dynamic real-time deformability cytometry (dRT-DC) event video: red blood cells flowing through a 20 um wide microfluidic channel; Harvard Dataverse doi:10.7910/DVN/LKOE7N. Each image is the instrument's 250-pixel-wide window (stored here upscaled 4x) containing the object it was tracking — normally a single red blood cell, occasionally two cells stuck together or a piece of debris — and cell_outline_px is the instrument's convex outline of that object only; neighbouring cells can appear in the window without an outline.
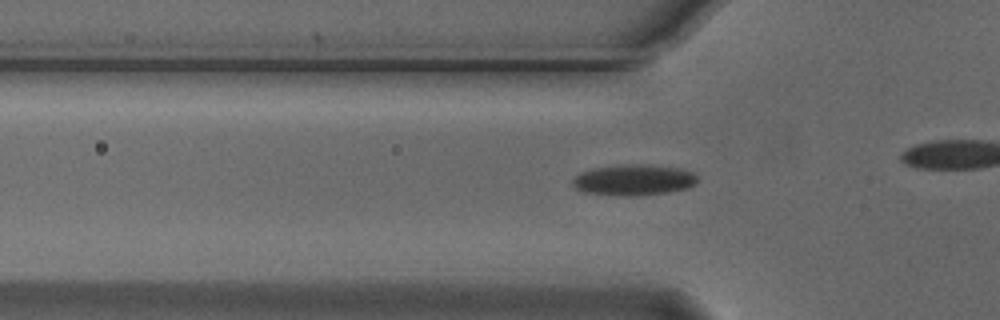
{"species": "Egyptian fruit bat (a non-hibernating species)", "species_latin": "Rousettus aegyptiacus", "temperature_condition": "cold", "stored_images_in_passage": 44, "camera_frame_rate_fps": 3000, "um_per_image_px": 0.085, "animal": {"sex": "male"}, "frame": {"image": 1, "passage_image": 18, "time_ms": 5.667, "image_size_px": [1000, 320], "cell_outline_px": [[696, 184], [688, 188], [668, 192], [636, 196], [616, 196], [584, 192], [576, 188], [572, 184], [572, 180], [580, 172], [592, 168], [628, 164], [640, 164], [680, 168], [692, 172], [696, 176]], "centroid_in_image_um": [53.85, 15.3], "position_along_channel_um": 72.0, "area_um2": 22.54}}
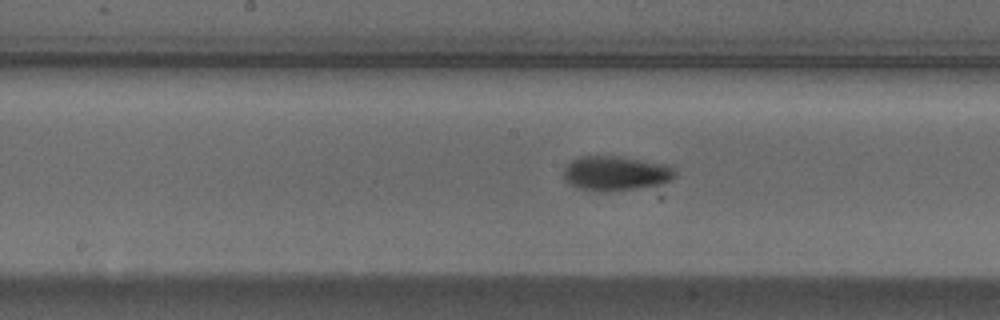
{"frame": {"image": 2, "passage_image": 28, "time_ms": 9.0, "image_size_px": [1000, 320], "cell_outline_px": [[676, 176], [672, 180], [660, 184], [604, 192], [600, 192], [580, 188], [564, 180], [564, 168], [572, 160], [580, 156], [612, 156], [664, 164], [672, 168], [676, 172]], "centroid_in_image_um": [52.31, 14.73], "position_along_channel_um": 195.9, "area_um2": 21.96}}
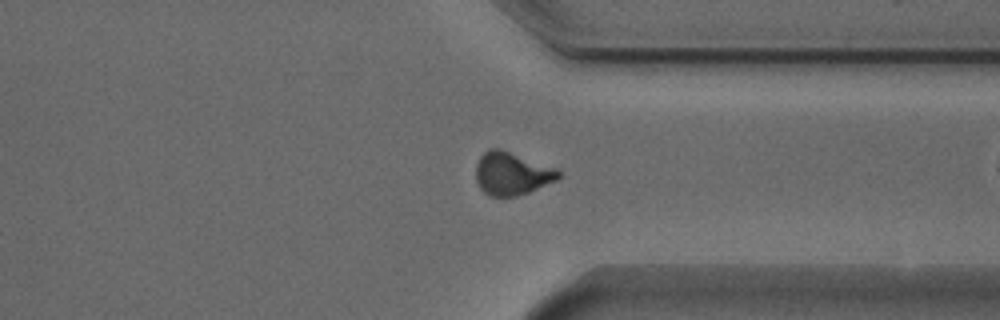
{"frame": {"image": 3, "passage_image": 42, "time_ms": 13.667, "image_size_px": [1000, 320], "cell_outline_px": [[560, 176], [556, 180], [528, 192], [516, 196], [488, 196], [480, 188], [476, 180], [476, 164], [480, 156], [488, 148], [500, 148], [560, 168]], "centroid_in_image_um": [43.51, 14.73], "position_along_channel_um": 367.9, "area_um2": 20.92}}